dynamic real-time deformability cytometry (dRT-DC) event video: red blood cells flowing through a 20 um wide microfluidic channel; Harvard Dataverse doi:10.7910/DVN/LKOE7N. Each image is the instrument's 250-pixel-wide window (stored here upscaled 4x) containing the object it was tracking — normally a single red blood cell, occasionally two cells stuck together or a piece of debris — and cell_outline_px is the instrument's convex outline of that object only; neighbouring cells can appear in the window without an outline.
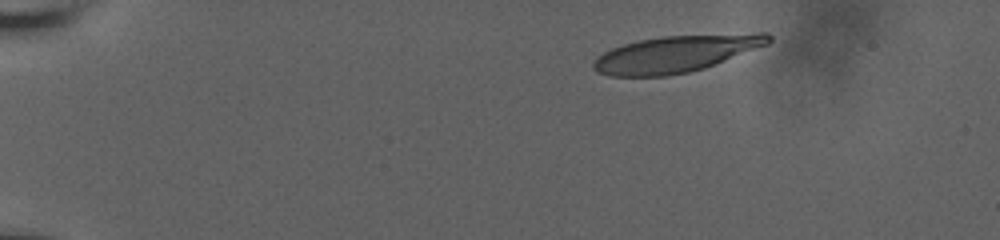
{"species": "human", "species_latin": "Homo sapiens", "temperature_condition": "room temperature", "stored_images_in_passage": 38, "camera_frame_rate_fps": 3000, "um_per_image_px": 0.085, "donor": {"sex": "male"}, "frame": {"image": 1, "passage_image": 1, "time_ms": 0.0, "image_size_px": [1000, 240], "cell_outline_px": [[772, 40], [768, 44], [704, 68], [688, 72], [668, 76], [612, 76], [596, 72], [592, 68], [592, 64], [596, 56], [612, 48], [624, 44], [640, 40], [664, 36], [756, 32], [768, 32], [772, 36]], "centroid_in_image_um": [57.47, 4.56], "position_along_channel_um": 27.5, "area_um2": 37.69}}
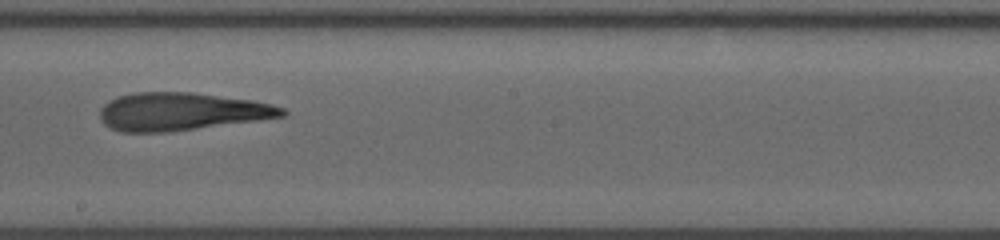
{"frame": {"image": 2, "passage_image": 21, "time_ms": 8.333, "image_size_px": [1000, 240], "cell_outline_px": [[288, 112], [284, 116], [256, 120], [168, 132], [120, 132], [104, 124], [100, 120], [100, 108], [104, 104], [116, 96], [136, 92], [192, 92], [252, 100], [272, 104], [284, 108]], "centroid_in_image_um": [15.38, 9.48], "position_along_channel_um": 232.8, "area_um2": 40.11}}
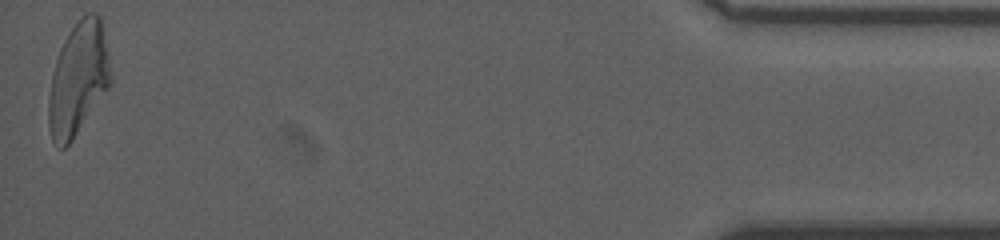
{"frame": {"image": 3, "passage_image": 38, "time_ms": 15.667, "image_size_px": [1000, 240], "cell_outline_px": [[112, 84], [72, 140], [64, 148], [56, 148], [52, 140], [48, 124], [48, 100], [52, 76], [56, 60], [60, 48], [72, 28], [88, 12], [96, 12], [100, 16], [104, 32], [112, 76]], "centroid_in_image_um": [6.66, 6.74], "position_along_channel_um": 428.5, "area_um2": 40.63}, "authors_computed_cell_mechanics": {"area_um2": 40.0843, "velocity_mm_per_s": 3.7545, "shape_relaxation_time_tau1_ms": null, "shape_relaxation_time_tau2_ms": 3.1291, "deformation_change_tau1": null, "deformation_change_tau2": 0.152}}